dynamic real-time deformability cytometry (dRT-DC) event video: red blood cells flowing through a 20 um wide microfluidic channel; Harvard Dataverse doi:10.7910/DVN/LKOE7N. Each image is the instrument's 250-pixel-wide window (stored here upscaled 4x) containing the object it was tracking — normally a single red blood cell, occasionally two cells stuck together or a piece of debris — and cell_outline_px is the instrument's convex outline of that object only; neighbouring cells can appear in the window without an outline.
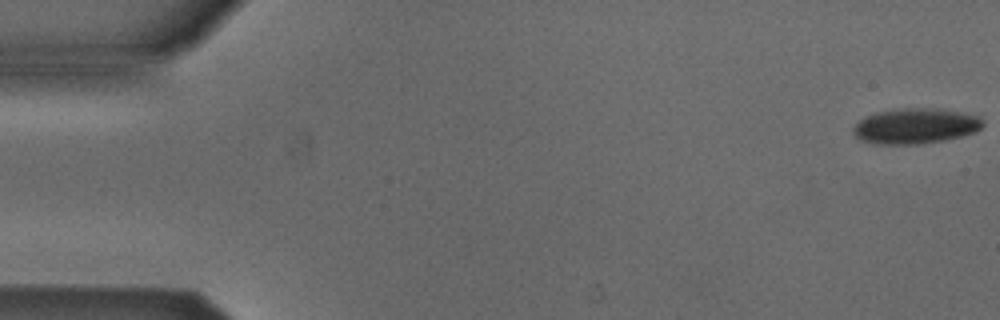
{"species": "Egyptian fruit bat (a non-hibernating species)", "species_latin": "Rousettus aegyptiacus", "temperature_condition": "cold", "stored_images_in_passage": 6, "camera_frame_rate_fps": 3000, "um_per_image_px": 0.085, "animal": {"sex": "male"}, "frame": {"image": 1, "passage_image": 1, "time_ms": 0.0, "image_size_px": [1000, 320], "cell_outline_px": [[984, 124], [976, 132], [944, 140], [916, 144], [876, 144], [860, 140], [852, 132], [852, 128], [864, 116], [876, 112], [900, 108], [936, 108], [960, 112], [976, 116], [984, 120]], "centroid_in_image_um": [77.78, 10.71], "position_along_channel_um": 7.2, "area_um2": 26.76}}
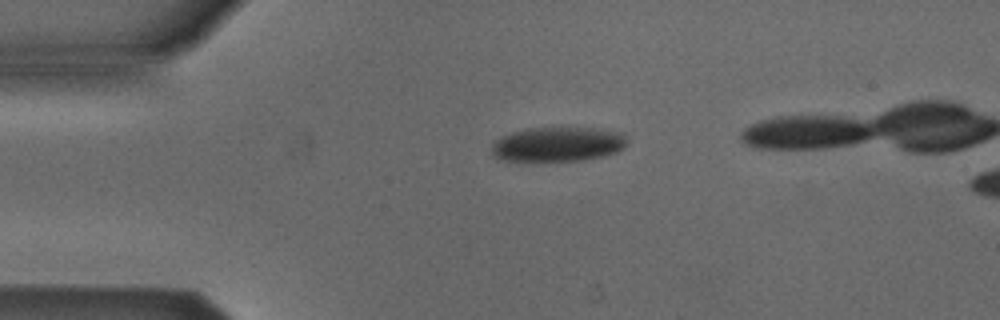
{"frame": {"image": 2, "passage_image": 4, "time_ms": 1.0, "image_size_px": [1000, 320], "cell_outline_px": [[628, 144], [624, 148], [616, 152], [604, 156], [584, 160], [500, 160], [492, 156], [492, 144], [500, 136], [512, 132], [528, 128], [592, 128], [624, 132], [628, 140]], "centroid_in_image_um": [47.45, 12.25], "position_along_channel_um": 37.5, "area_um2": 27.4}}